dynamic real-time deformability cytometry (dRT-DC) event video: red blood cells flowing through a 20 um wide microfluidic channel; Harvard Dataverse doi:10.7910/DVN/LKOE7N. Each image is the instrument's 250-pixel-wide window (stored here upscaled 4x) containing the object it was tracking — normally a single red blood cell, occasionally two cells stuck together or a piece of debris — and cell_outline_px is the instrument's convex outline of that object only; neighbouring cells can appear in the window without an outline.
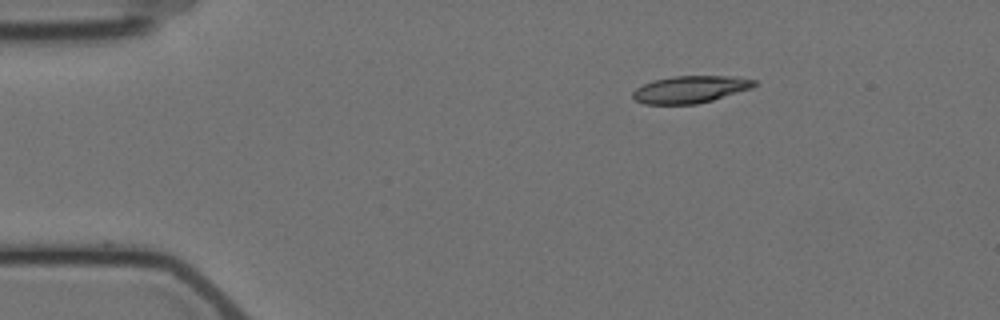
{"species": "Egyptian fruit bat (a non-hibernating species)", "species_latin": "Rousettus aegyptiacus", "temperature_condition": "cold", "stored_images_in_passage": 2, "camera_frame_rate_fps": 3000, "um_per_image_px": 0.085, "animal": {"sex": "female"}, "frame": {"image": 1, "passage_image": 1, "time_ms": 0.0, "image_size_px": [1000, 320], "cell_outline_px": [[756, 84], [752, 88], [712, 100], [696, 104], [644, 104], [636, 100], [632, 96], [632, 92], [636, 88], [644, 84], [656, 80], [676, 76], [732, 76], [756, 80]], "centroid_in_image_um": [58.68, 7.6], "position_along_channel_um": 26.3, "area_um2": 19.02}}